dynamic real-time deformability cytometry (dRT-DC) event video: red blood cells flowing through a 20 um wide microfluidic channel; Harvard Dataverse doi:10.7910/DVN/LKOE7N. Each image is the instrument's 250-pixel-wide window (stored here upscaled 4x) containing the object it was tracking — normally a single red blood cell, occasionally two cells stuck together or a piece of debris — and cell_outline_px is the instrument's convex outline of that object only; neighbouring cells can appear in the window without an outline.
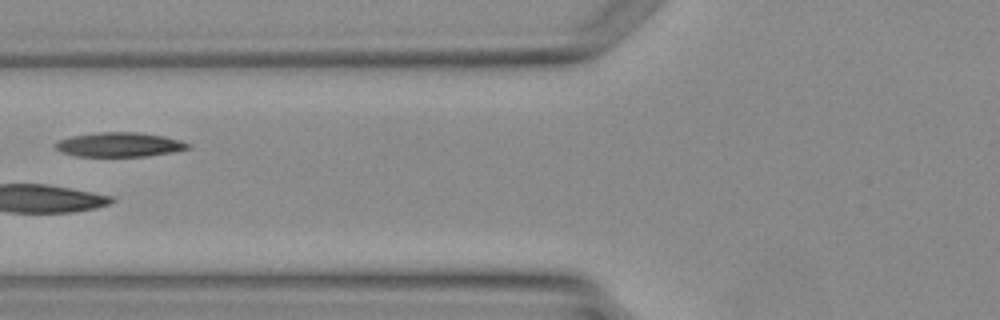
{"species": "Egyptian fruit bat (a non-hibernating species)", "species_latin": "Rousettus aegyptiacus", "temperature_condition": "warm", "stored_images_in_passage": 2, "camera_frame_rate_fps": 3000, "um_per_image_px": 0.085, "animal": {"sex": "female"}, "frame": {"image": 1, "passage_image": 2, "time_ms": 1.333, "image_size_px": [1000, 320], "cell_outline_px": [[192, 148], [172, 152], [144, 156], [76, 156], [64, 152], [56, 148], [52, 144], [56, 140], [72, 136], [96, 132], [136, 132], [164, 136], [180, 140], [192, 144]], "centroid_in_image_um": [10.15, 12.28], "position_along_channel_um": 115.6, "area_um2": 18.9}}